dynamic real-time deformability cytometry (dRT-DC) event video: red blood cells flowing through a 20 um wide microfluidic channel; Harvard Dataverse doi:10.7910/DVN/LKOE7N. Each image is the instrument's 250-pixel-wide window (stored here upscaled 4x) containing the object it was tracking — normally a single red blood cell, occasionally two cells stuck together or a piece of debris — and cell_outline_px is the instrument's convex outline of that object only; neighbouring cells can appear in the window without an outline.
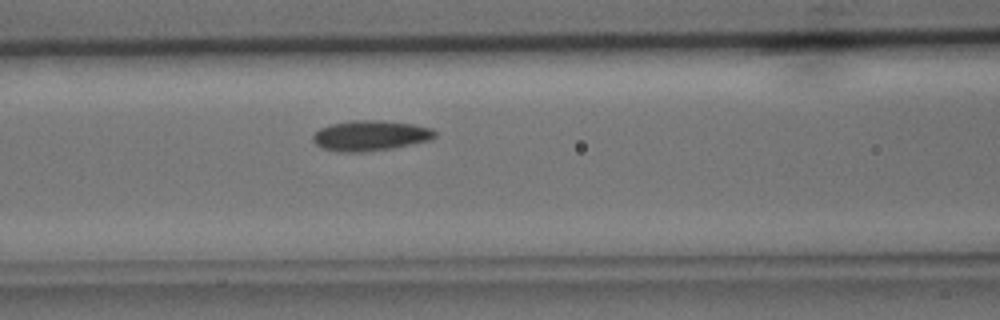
{"species": "common noctule bat (a hibernating species)", "species_latin": "Nyctalus noctula", "temperature_condition": "cold", "stored_images_in_passage": 33, "camera_frame_rate_fps": 3000, "um_per_image_px": 0.085, "animal": {"sex": "male", "body_mass_g": 15.6}, "frame": {"image": 1, "passage_image": 7, "time_ms": 2.0, "image_size_px": [1000, 320], "cell_outline_px": [[436, 136], [432, 140], [392, 148], [364, 152], [336, 152], [324, 148], [316, 144], [312, 140], [312, 136], [320, 128], [332, 124], [352, 120], [380, 120], [412, 124], [432, 128], [436, 132]], "centroid_in_image_um": [31.49, 11.53], "position_along_channel_um": 135.1, "area_um2": 21.62}}
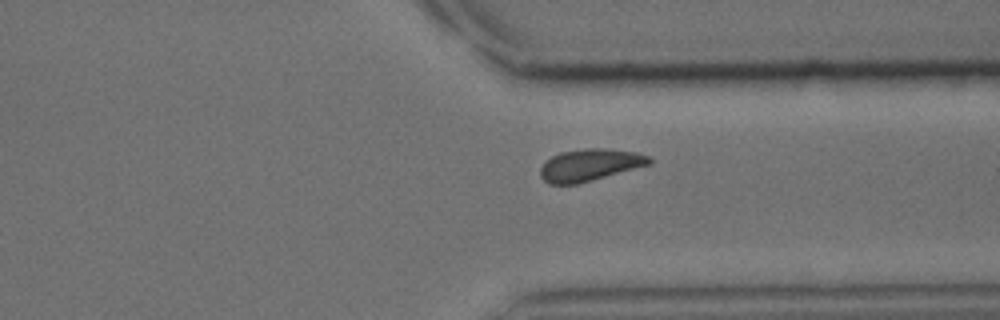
{"frame": {"image": 2, "passage_image": 23, "time_ms": 7.333, "image_size_px": [1000, 320], "cell_outline_px": [[652, 164], [576, 184], [548, 184], [540, 176], [540, 168], [552, 156], [560, 152], [588, 148], [604, 148], [636, 152], [648, 156], [652, 160]], "centroid_in_image_um": [50.14, 14.02], "position_along_channel_um": 361.3, "area_um2": 20.17}}
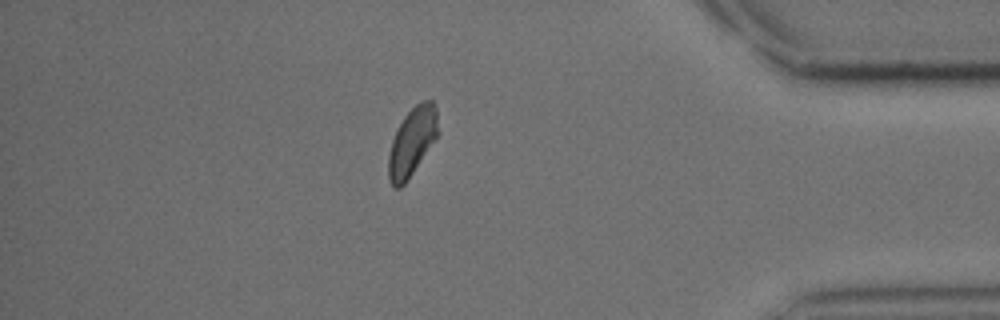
{"frame": {"image": 3, "passage_image": 28, "time_ms": 9.0, "image_size_px": [1000, 320], "cell_outline_px": [[440, 132], [408, 180], [400, 188], [396, 188], [392, 184], [388, 176], [388, 156], [392, 140], [404, 116], [420, 100], [432, 100], [436, 108]], "centroid_in_image_um": [35.05, 12.03], "position_along_channel_um": 400.2, "area_um2": 19.71}}